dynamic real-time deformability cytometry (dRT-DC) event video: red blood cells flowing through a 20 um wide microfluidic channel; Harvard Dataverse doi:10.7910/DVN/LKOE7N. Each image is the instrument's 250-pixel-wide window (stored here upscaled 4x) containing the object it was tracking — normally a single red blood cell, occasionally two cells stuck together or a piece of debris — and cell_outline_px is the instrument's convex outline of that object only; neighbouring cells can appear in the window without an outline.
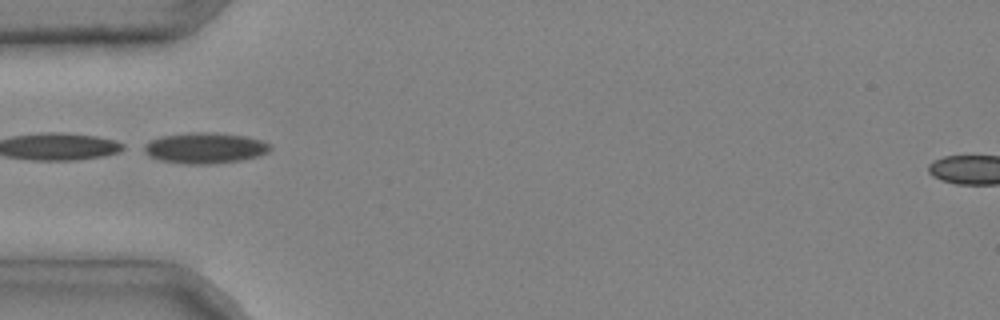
{"species": "common noctule bat (a hibernating species)", "species_latin": "Nyctalus noctula", "temperature_condition": "cold", "stored_images_in_passage": 4, "camera_frame_rate_fps": 3000, "um_per_image_px": 0.085, "animal": {"sex": "male", "body_mass_g": 20.4}, "frame": {"image": 1, "passage_image": 3, "time_ms": 0.667, "image_size_px": [1000, 320], "cell_outline_px": [[272, 148], [268, 152], [260, 156], [244, 160], [212, 164], [184, 164], [160, 160], [148, 156], [136, 148], [160, 136], [196, 132], [208, 132], [244, 136], [260, 140], [272, 144]], "centroid_in_image_um": [17.38, 12.6], "position_along_channel_um": 67.6, "area_um2": 23.06}}